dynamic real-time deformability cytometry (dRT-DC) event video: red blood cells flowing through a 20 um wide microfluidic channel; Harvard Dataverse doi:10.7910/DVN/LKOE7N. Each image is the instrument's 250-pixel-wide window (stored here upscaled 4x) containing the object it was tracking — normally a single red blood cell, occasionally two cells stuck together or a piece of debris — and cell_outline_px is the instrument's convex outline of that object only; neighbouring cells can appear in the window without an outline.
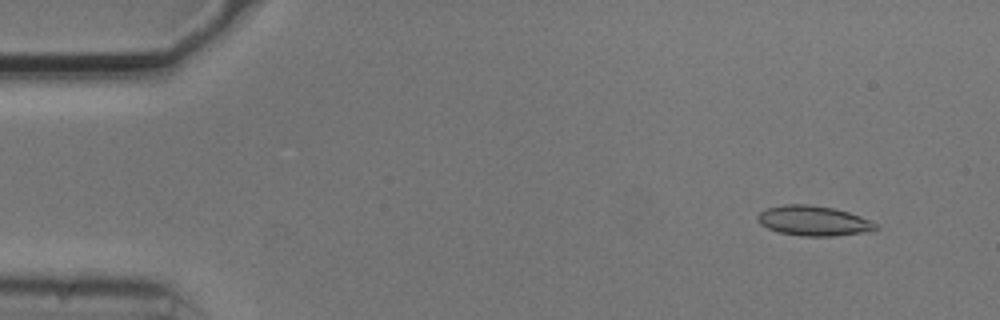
{"species": "common noctule bat (a hibernating species)", "species_latin": "Nyctalus noctula", "temperature_condition": "cold", "stored_images_in_passage": 16, "camera_frame_rate_fps": 3000, "um_per_image_px": 0.085, "animal": {"sex": "male", "body_mass_g": 20.5, "forearm_length_mm": 52.5}, "frame": {"image": 1, "passage_image": 5, "time_ms": 1.333, "image_size_px": [1000, 320], "cell_outline_px": [[880, 228], [872, 232], [836, 236], [800, 236], [780, 232], [768, 228], [760, 224], [756, 220], [756, 216], [760, 212], [768, 208], [784, 204], [808, 204], [832, 208], [848, 212], [860, 216], [876, 224]], "centroid_in_image_um": [69.17, 18.78], "position_along_channel_um": 15.8, "area_um2": 20.75}}